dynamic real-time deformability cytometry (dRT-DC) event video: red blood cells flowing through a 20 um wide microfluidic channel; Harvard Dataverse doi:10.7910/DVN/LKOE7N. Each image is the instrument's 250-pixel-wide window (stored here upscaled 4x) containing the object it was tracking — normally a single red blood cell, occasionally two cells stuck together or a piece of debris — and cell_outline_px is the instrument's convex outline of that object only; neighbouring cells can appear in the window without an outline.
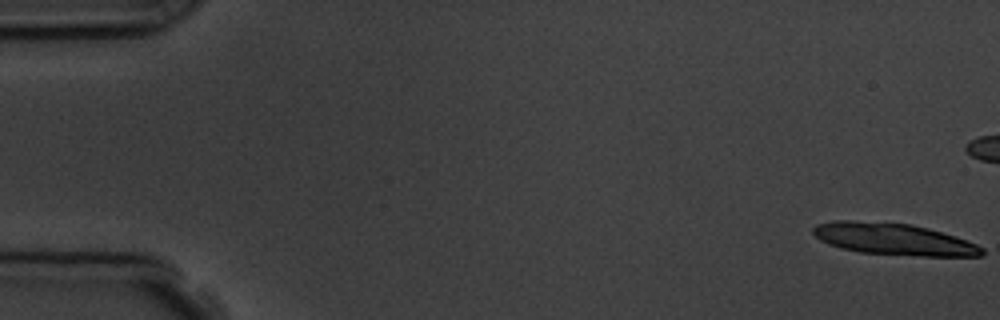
{"species": "common noctule bat (a hibernating species)", "species_latin": "Nyctalus noctula", "temperature_condition": "room temperature", "stored_images_in_passage": 8, "camera_frame_rate_fps": 3000, "um_per_image_px": 0.085, "animal": {"sex": "male", "body_mass_g": 19.5, "forearm_length_mm": 54.6}, "frame": {"image": 1, "passage_image": 1, "time_ms": 0.0, "image_size_px": [1000, 320], "cell_outline_px": [[984, 252], [980, 256], [924, 256], [860, 252], [840, 248], [828, 244], [820, 240], [812, 232], [812, 228], [816, 224], [832, 220], [848, 220], [908, 224], [928, 228], [956, 236], [976, 244], [984, 248]], "centroid_in_image_um": [75.93, 20.32], "position_along_channel_um": 9.1, "area_um2": 31.1}}